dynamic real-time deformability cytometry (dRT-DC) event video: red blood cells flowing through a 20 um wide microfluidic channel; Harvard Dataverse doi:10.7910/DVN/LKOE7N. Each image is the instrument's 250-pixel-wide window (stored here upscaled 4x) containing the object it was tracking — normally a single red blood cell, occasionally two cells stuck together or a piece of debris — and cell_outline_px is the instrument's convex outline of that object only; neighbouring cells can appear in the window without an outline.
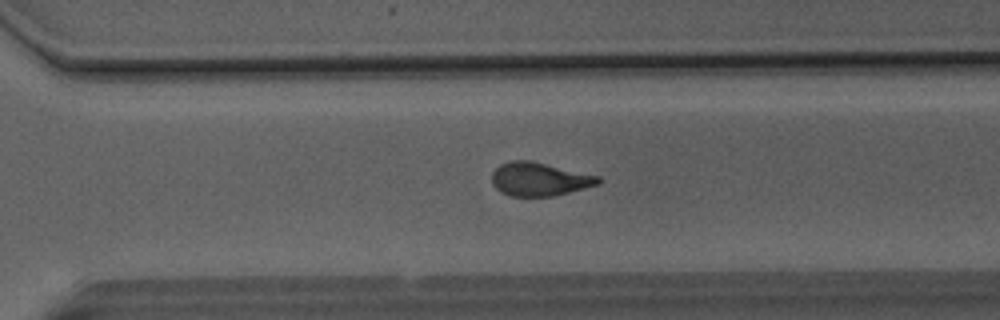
{"species": "Egyptian fruit bat (a non-hibernating species)", "species_latin": "Rousettus aegyptiacus", "temperature_condition": "room temperature", "stored_images_in_passage": 48, "camera_frame_rate_fps": 3000, "um_per_image_px": 0.085, "animal": {"sex": "male"}, "frame": {"image": 1, "passage_image": 33, "time_ms": 10.667, "image_size_px": [1000, 320], "cell_outline_px": [[600, 184], [552, 196], [512, 196], [500, 192], [492, 184], [492, 172], [500, 164], [512, 160], [532, 160], [600, 176]], "centroid_in_image_um": [45.83, 15.21], "position_along_channel_um": 324.8, "area_um2": 20.81}}
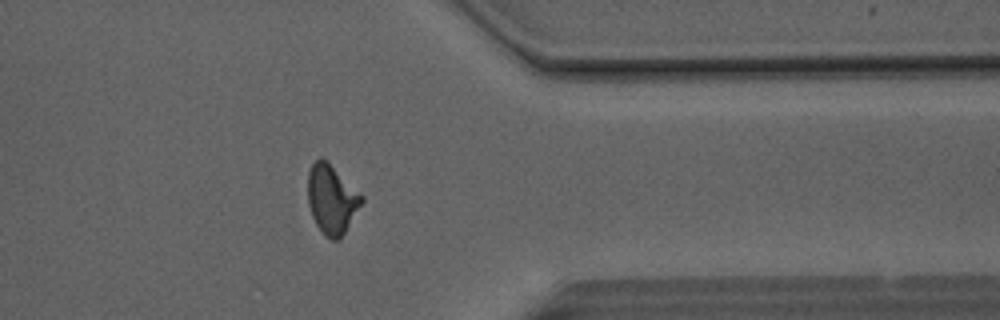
{"frame": {"image": 2, "passage_image": 38, "time_ms": 12.333, "image_size_px": [1000, 320], "cell_outline_px": [[364, 200], [340, 240], [332, 240], [324, 236], [316, 224], [312, 216], [308, 204], [308, 172], [312, 164], [320, 156], [328, 160], [364, 196]], "centroid_in_image_um": [28.2, 16.92], "position_along_channel_um": 383.2, "area_um2": 21.96}}
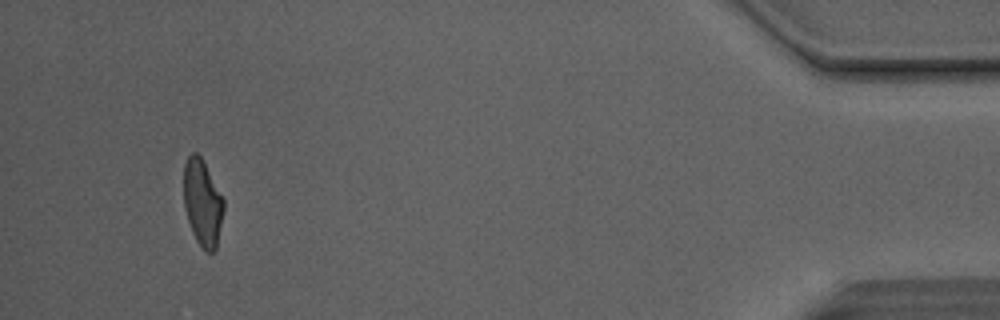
{"frame": {"image": 3, "passage_image": 45, "time_ms": 14.667, "image_size_px": [1000, 320], "cell_outline_px": [[224, 208], [216, 248], [212, 252], [208, 252], [196, 240], [192, 232], [184, 208], [184, 164], [188, 156], [192, 152], [196, 152], [200, 156], [224, 200]], "centroid_in_image_um": [17.2, 17.22], "position_along_channel_um": 418.0, "area_um2": 19.77}, "authors_computed_cell_mechanics": {"area_um2": 21.4438, "velocity_mm_per_s": 4.1482, "shape_relaxation_time_tau1_ms": 5.2307, "shape_relaxation_time_tau2_ms": 1.7351, "deformation_change_tau1": 0.1693, "deformation_change_tau2": 0.0984}}